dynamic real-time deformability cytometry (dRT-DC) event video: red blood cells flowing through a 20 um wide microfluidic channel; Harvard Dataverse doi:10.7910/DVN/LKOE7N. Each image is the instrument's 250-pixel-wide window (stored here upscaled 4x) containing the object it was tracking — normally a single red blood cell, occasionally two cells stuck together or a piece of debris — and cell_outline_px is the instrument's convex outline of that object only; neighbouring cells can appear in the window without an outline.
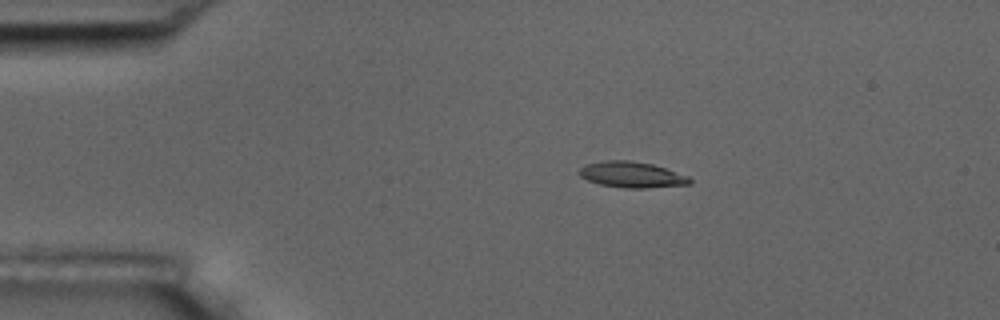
{"species": "common noctule bat (a hibernating species)", "species_latin": "Nyctalus noctula", "temperature_condition": "room temperature", "stored_images_in_passage": 8, "camera_frame_rate_fps": 3000, "um_per_image_px": 0.085, "animal": {"sex": "male", "body_mass_g": 17.5, "forearm_length_mm": 52.3}, "frame": {"image": 1, "passage_image": 4, "time_ms": 1.0, "image_size_px": [1000, 320], "cell_outline_px": [[692, 184], [648, 188], [624, 188], [600, 184], [588, 180], [580, 176], [576, 172], [584, 164], [604, 160], [628, 160], [652, 164], [688, 176], [692, 180]], "centroid_in_image_um": [53.67, 14.85], "position_along_channel_um": 31.3, "area_um2": 16.76}}
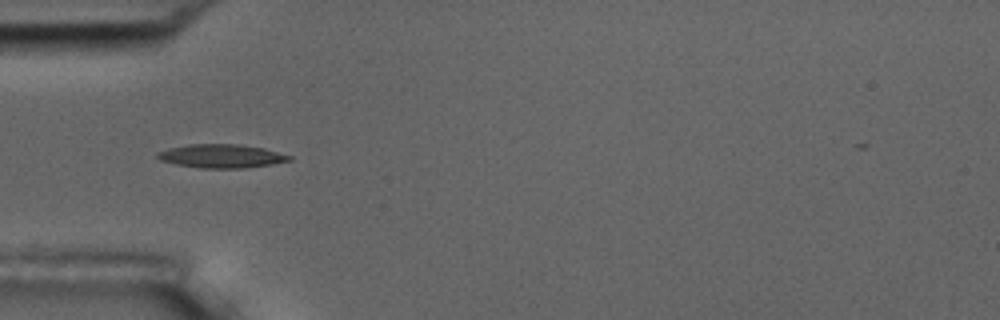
{"frame": {"image": 2, "passage_image": 6, "time_ms": 1.667, "image_size_px": [1000, 320], "cell_outline_px": [[292, 160], [272, 164], [244, 168], [200, 168], [176, 164], [160, 160], [156, 156], [156, 152], [168, 148], [188, 144], [236, 144], [264, 148], [292, 156]], "centroid_in_image_um": [18.8, 13.26], "position_along_channel_um": 66.2, "area_um2": 18.15}}